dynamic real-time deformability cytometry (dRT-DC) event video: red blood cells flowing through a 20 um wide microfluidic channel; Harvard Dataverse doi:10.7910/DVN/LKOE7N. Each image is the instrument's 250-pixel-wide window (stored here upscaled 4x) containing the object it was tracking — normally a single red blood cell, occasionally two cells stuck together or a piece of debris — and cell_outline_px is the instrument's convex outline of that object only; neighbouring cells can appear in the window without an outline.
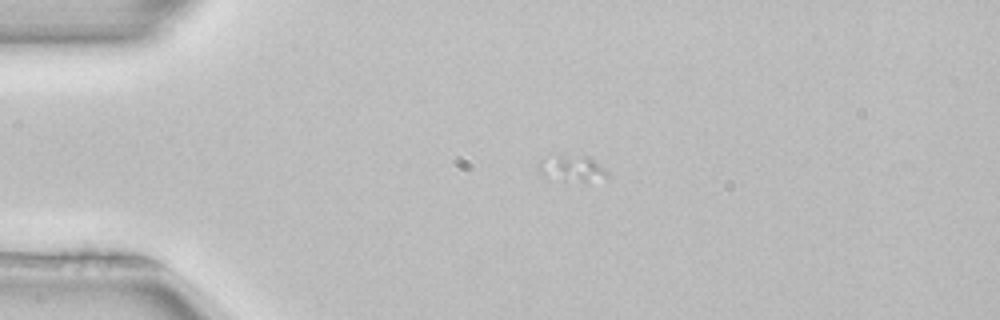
{"species": "common noctule bat (a hibernating species)", "species_latin": "Nyctalus noctula", "temperature_condition": "room temperature", "stored_images_in_passage": 7, "camera_frame_rate_fps": 3000, "um_per_image_px": 0.085, "animal": {"sex": "female", "body_mass_g": 22.7, "forearm_length_mm": 54.2}, "frame": {"image": 1, "passage_image": 1, "time_ms": 0.0, "image_size_px": [1000, 320], "cell_outline_px": [[608, 176], [588, 184], [544, 180], [540, 176], [536, 164], [560, 160], [588, 156], [608, 172]], "centroid_in_image_um": [48.65, 14.51], "position_along_channel_um": 36.3, "area_um2": 10.17}}